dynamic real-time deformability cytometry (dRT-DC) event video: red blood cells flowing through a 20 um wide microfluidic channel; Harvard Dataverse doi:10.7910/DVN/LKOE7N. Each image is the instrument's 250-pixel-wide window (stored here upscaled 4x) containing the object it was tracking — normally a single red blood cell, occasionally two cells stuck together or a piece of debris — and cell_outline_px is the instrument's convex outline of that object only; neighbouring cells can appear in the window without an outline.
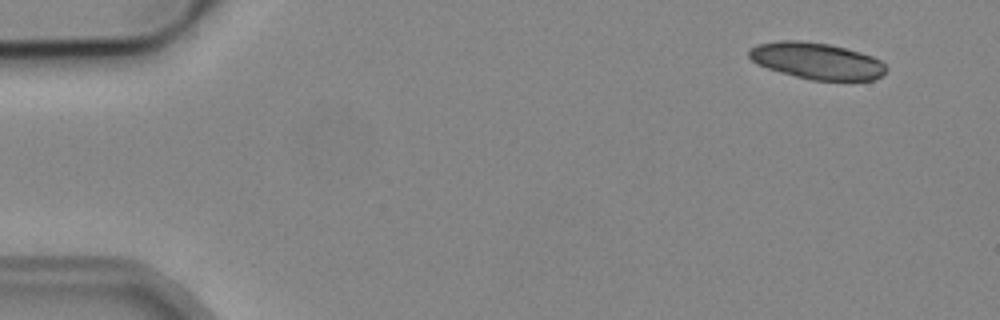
{"species": "common noctule bat (a hibernating species)", "species_latin": "Nyctalus noctula", "temperature_condition": "cold", "stored_images_in_passage": 3, "camera_frame_rate_fps": 3000, "um_per_image_px": 0.085, "animal": {"sex": "male", "body_mass_g": 19.2, "forearm_length_mm": 51.8}, "frame": {"image": 1, "passage_image": 1, "time_ms": 0.0, "image_size_px": [1000, 320], "cell_outline_px": [[888, 68], [876, 80], [812, 80], [780, 72], [756, 64], [748, 56], [748, 48], [756, 44], [780, 40], [800, 40], [828, 44], [860, 52], [872, 56], [880, 60]], "centroid_in_image_um": [69.39, 5.17], "position_along_channel_um": 15.6, "area_um2": 29.19}}